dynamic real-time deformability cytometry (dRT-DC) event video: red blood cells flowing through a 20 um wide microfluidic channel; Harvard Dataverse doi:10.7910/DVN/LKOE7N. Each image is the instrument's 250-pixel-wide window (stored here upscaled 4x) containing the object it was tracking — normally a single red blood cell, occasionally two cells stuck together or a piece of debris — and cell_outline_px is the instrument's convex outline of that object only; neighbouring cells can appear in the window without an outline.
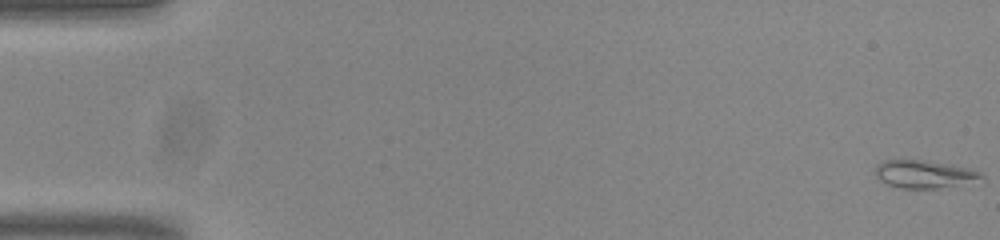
{"species": "common noctule bat (a hibernating species)", "species_latin": "Nyctalus noctula", "temperature_condition": "room temperature", "stored_images_in_passage": 54, "camera_frame_rate_fps": 3000, "um_per_image_px": 0.085, "animal": {"sex": "male", "body_mass_g": 20.0, "forearm_length_mm": 53.3}, "frame": {"image": 1, "passage_image": 1, "time_ms": 0.0, "image_size_px": [1000, 240], "cell_outline_px": [[984, 184], [936, 188], [900, 188], [888, 184], [880, 180], [876, 176], [876, 164], [884, 160], [924, 160], [952, 164], [968, 168], [980, 172], [984, 176]], "centroid_in_image_um": [78.72, 14.83], "position_along_channel_um": 6.3, "area_um2": 17.86}}
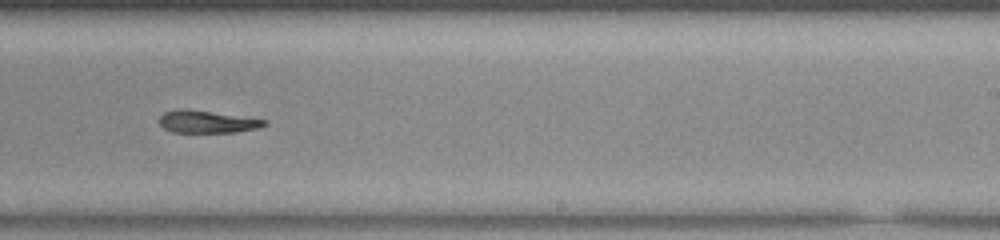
{"frame": {"image": 2, "passage_image": 34, "time_ms": 11.0, "image_size_px": [1000, 240], "cell_outline_px": [[268, 124], [260, 128], [236, 132], [172, 132], [164, 128], [160, 124], [160, 116], [164, 112], [176, 108], [184, 108], [268, 120]], "centroid_in_image_um": [17.61, 10.34], "position_along_channel_um": 271.4, "area_um2": 13.76}}
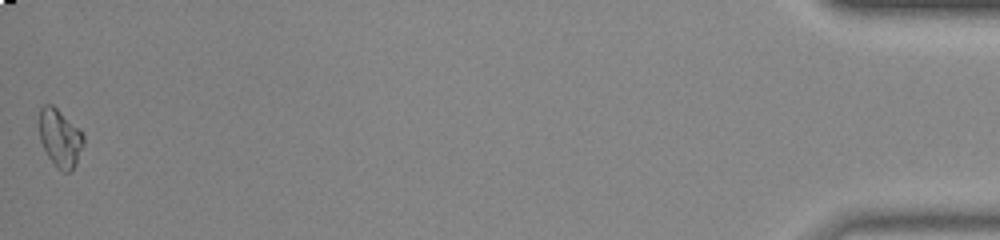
{"frame": {"image": 3, "passage_image": 54, "time_ms": 17.667, "image_size_px": [1000, 240], "cell_outline_px": [[84, 144], [76, 164], [72, 172], [64, 172], [56, 168], [48, 156], [40, 140], [36, 124], [40, 108], [44, 104], [52, 104], [80, 128], [84, 132]], "centroid_in_image_um": [5.08, 11.71], "position_along_channel_um": 430.1, "area_um2": 15.61}}